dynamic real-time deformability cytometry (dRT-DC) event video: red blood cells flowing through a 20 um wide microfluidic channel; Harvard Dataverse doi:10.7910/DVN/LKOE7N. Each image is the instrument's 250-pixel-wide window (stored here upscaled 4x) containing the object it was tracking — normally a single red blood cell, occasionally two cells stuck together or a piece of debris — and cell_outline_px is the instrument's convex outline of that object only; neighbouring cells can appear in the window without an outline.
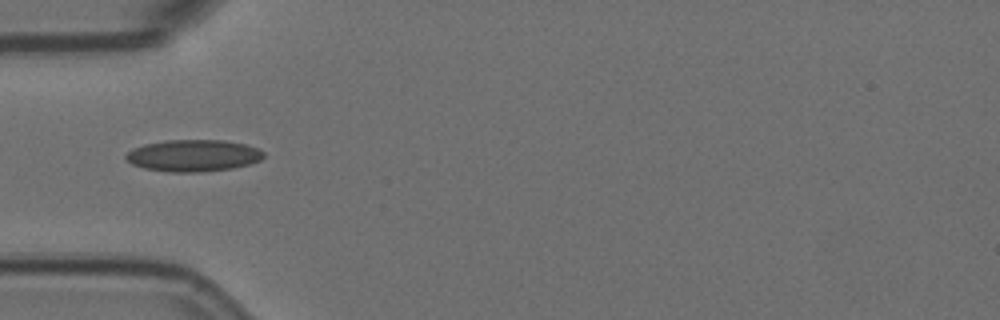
{"species": "Egyptian fruit bat (a non-hibernating species)", "species_latin": "Rousettus aegyptiacus", "temperature_condition": "room temperature", "stored_images_in_passage": 3, "camera_frame_rate_fps": 3000, "um_per_image_px": 0.085, "animal": {"sex": "female"}, "frame": {"image": 1, "passage_image": 1, "time_ms": 0.0, "image_size_px": [1000, 320], "cell_outline_px": [[264, 156], [260, 160], [248, 164], [232, 168], [200, 172], [168, 172], [144, 168], [132, 164], [124, 160], [124, 156], [132, 148], [144, 144], [164, 140], [224, 140], [244, 144], [256, 148], [264, 152]], "centroid_in_image_um": [16.37, 13.22], "position_along_channel_um": 68.6, "area_um2": 25.61}}
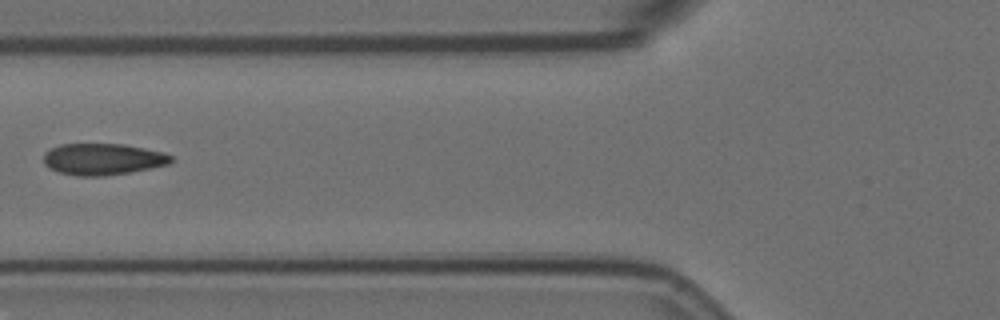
{"frame": {"image": 2, "passage_image": 2, "time_ms": 0.333, "image_size_px": [1000, 320], "cell_outline_px": [[176, 160], [168, 164], [128, 172], [104, 176], [76, 176], [60, 172], [48, 168], [44, 164], [44, 152], [48, 148], [60, 144], [124, 144], [164, 152], [172, 156]], "centroid_in_image_um": [8.71, 13.52], "position_along_channel_um": 117.1, "area_um2": 23.52}}
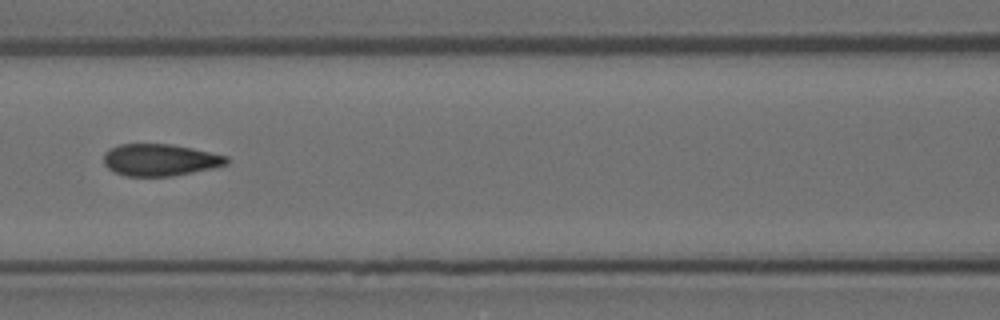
{"frame": {"image": 3, "passage_image": 3, "time_ms": 0.667, "image_size_px": [1000, 320], "cell_outline_px": [[228, 164], [212, 168], [172, 176], [128, 176], [116, 172], [108, 168], [104, 164], [104, 152], [120, 144], [168, 144], [192, 148], [228, 156]], "centroid_in_image_um": [13.61, 13.59], "position_along_channel_um": 153.0, "area_um2": 22.66}}